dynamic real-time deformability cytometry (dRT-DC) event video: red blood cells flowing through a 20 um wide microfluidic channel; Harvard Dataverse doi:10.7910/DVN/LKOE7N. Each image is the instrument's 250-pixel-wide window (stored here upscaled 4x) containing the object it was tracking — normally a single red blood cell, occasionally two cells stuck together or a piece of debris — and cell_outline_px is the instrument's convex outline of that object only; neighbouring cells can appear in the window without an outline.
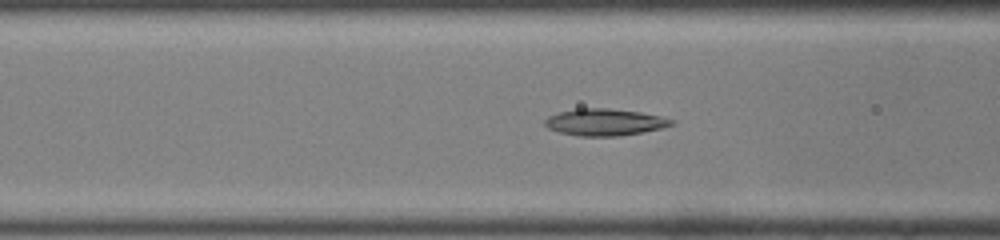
{"species": "common noctule bat (a hibernating species)", "species_latin": "Nyctalus noctula", "temperature_condition": "room temperature", "stored_images_in_passage": 45, "camera_frame_rate_fps": 3000, "um_per_image_px": 0.085, "animal": {"sex": "male", "body_mass_g": 19.0, "forearm_length_mm": 50.8}, "frame": {"image": 1, "passage_image": 16, "time_ms": 5.0, "image_size_px": [1000, 240], "cell_outline_px": [[676, 120], [672, 124], [660, 128], [620, 136], [580, 136], [560, 132], [548, 128], [544, 124], [544, 120], [548, 116], [560, 112], [576, 108], [608, 108], [640, 112], [660, 116]], "centroid_in_image_um": [51.37, 10.38], "position_along_channel_um": 115.2, "area_um2": 19.65}}
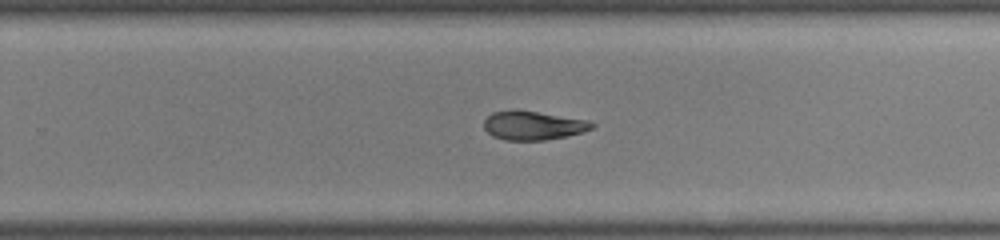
{"frame": {"image": 2, "passage_image": 28, "time_ms": 9.0, "image_size_px": [1000, 240], "cell_outline_px": [[596, 124], [592, 128], [568, 136], [544, 140], [504, 140], [492, 136], [484, 128], [484, 120], [492, 112], [536, 112], [588, 120]], "centroid_in_image_um": [45.32, 10.7], "position_along_channel_um": 284.5, "area_um2": 17.57}}
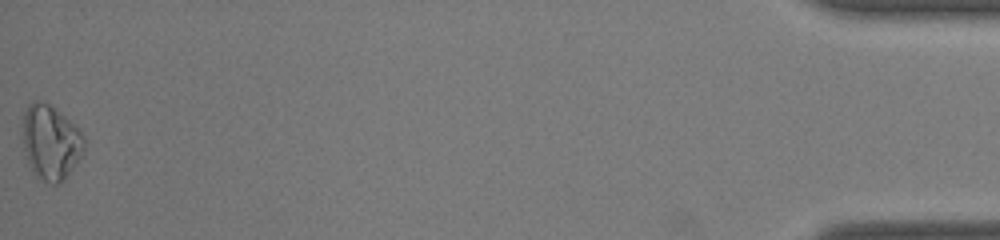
{"frame": {"image": 3, "passage_image": 45, "time_ms": 14.667, "image_size_px": [1000, 240], "cell_outline_px": [[84, 148], [80, 156], [64, 180], [56, 184], [52, 184], [36, 176], [32, 172], [28, 164], [24, 148], [24, 112], [28, 104], [32, 100], [40, 100], [48, 104], [76, 124], [80, 128], [84, 136]], "centroid_in_image_um": [4.32, 12.08], "position_along_channel_um": 430.9, "area_um2": 26.59}, "authors_computed_cell_mechanics": {"area_um2": 19.652, "velocity_mm_per_s": 4.2481, "shape_relaxation_time_tau1_ms": null, "shape_relaxation_time_tau2_ms": 7.016, "deformation_change_tau1": null, "deformation_change_tau2": 0.1449}}